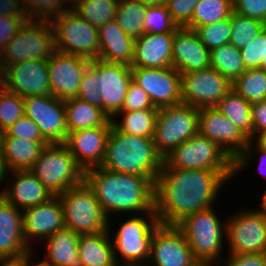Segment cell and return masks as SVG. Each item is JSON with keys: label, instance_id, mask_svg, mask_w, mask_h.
Segmentation results:
<instances>
[{"label": "cell", "instance_id": "1", "mask_svg": "<svg viewBox=\"0 0 266 266\" xmlns=\"http://www.w3.org/2000/svg\"><path fill=\"white\" fill-rule=\"evenodd\" d=\"M233 177L234 171L161 169L154 191L158 221L177 225L191 213L217 207L220 197L223 198L222 189Z\"/></svg>", "mask_w": 266, "mask_h": 266}, {"label": "cell", "instance_id": "2", "mask_svg": "<svg viewBox=\"0 0 266 266\" xmlns=\"http://www.w3.org/2000/svg\"><path fill=\"white\" fill-rule=\"evenodd\" d=\"M84 181L108 218L154 211L155 182L150 178L96 167L85 171Z\"/></svg>", "mask_w": 266, "mask_h": 266}, {"label": "cell", "instance_id": "3", "mask_svg": "<svg viewBox=\"0 0 266 266\" xmlns=\"http://www.w3.org/2000/svg\"><path fill=\"white\" fill-rule=\"evenodd\" d=\"M163 166L153 138L124 134L113 125L100 167L124 174L140 175L156 181Z\"/></svg>", "mask_w": 266, "mask_h": 266}, {"label": "cell", "instance_id": "4", "mask_svg": "<svg viewBox=\"0 0 266 266\" xmlns=\"http://www.w3.org/2000/svg\"><path fill=\"white\" fill-rule=\"evenodd\" d=\"M131 216V217H130ZM121 215V221L109 218L108 231L119 266H146L154 230L160 225L155 211L137 215ZM119 222L117 227L114 223ZM112 224V225H111ZM114 227V229H113ZM114 231V232H113Z\"/></svg>", "mask_w": 266, "mask_h": 266}, {"label": "cell", "instance_id": "5", "mask_svg": "<svg viewBox=\"0 0 266 266\" xmlns=\"http://www.w3.org/2000/svg\"><path fill=\"white\" fill-rule=\"evenodd\" d=\"M221 216L213 206L191 213L176 225L184 234L196 259L219 263L224 258L222 256L227 254L226 217L222 219Z\"/></svg>", "mask_w": 266, "mask_h": 266}, {"label": "cell", "instance_id": "6", "mask_svg": "<svg viewBox=\"0 0 266 266\" xmlns=\"http://www.w3.org/2000/svg\"><path fill=\"white\" fill-rule=\"evenodd\" d=\"M30 171L54 196L82 184L85 179V171L64 143L46 145Z\"/></svg>", "mask_w": 266, "mask_h": 266}, {"label": "cell", "instance_id": "7", "mask_svg": "<svg viewBox=\"0 0 266 266\" xmlns=\"http://www.w3.org/2000/svg\"><path fill=\"white\" fill-rule=\"evenodd\" d=\"M58 196L62 202L65 227L78 235L108 231L109 218L85 181Z\"/></svg>", "mask_w": 266, "mask_h": 266}, {"label": "cell", "instance_id": "8", "mask_svg": "<svg viewBox=\"0 0 266 266\" xmlns=\"http://www.w3.org/2000/svg\"><path fill=\"white\" fill-rule=\"evenodd\" d=\"M55 52V35L51 22L28 19L3 49L0 66L3 70L14 63L48 60Z\"/></svg>", "mask_w": 266, "mask_h": 266}, {"label": "cell", "instance_id": "9", "mask_svg": "<svg viewBox=\"0 0 266 266\" xmlns=\"http://www.w3.org/2000/svg\"><path fill=\"white\" fill-rule=\"evenodd\" d=\"M161 169L234 171V160L216 142L198 133L164 157Z\"/></svg>", "mask_w": 266, "mask_h": 266}, {"label": "cell", "instance_id": "10", "mask_svg": "<svg viewBox=\"0 0 266 266\" xmlns=\"http://www.w3.org/2000/svg\"><path fill=\"white\" fill-rule=\"evenodd\" d=\"M56 51L97 60L100 54L98 27L90 25L72 9L51 21Z\"/></svg>", "mask_w": 266, "mask_h": 266}, {"label": "cell", "instance_id": "11", "mask_svg": "<svg viewBox=\"0 0 266 266\" xmlns=\"http://www.w3.org/2000/svg\"><path fill=\"white\" fill-rule=\"evenodd\" d=\"M199 108L178 104L159 108L153 142L164 158L180 144L198 134Z\"/></svg>", "mask_w": 266, "mask_h": 266}, {"label": "cell", "instance_id": "12", "mask_svg": "<svg viewBox=\"0 0 266 266\" xmlns=\"http://www.w3.org/2000/svg\"><path fill=\"white\" fill-rule=\"evenodd\" d=\"M245 207L226 216L227 253H265L266 216L256 207Z\"/></svg>", "mask_w": 266, "mask_h": 266}, {"label": "cell", "instance_id": "13", "mask_svg": "<svg viewBox=\"0 0 266 266\" xmlns=\"http://www.w3.org/2000/svg\"><path fill=\"white\" fill-rule=\"evenodd\" d=\"M232 87V81L212 67L181 74L182 103L196 108L215 107Z\"/></svg>", "mask_w": 266, "mask_h": 266}, {"label": "cell", "instance_id": "14", "mask_svg": "<svg viewBox=\"0 0 266 266\" xmlns=\"http://www.w3.org/2000/svg\"><path fill=\"white\" fill-rule=\"evenodd\" d=\"M25 116L39 128L43 138L49 143H65L68 137L64 100L52 94L23 98Z\"/></svg>", "mask_w": 266, "mask_h": 266}, {"label": "cell", "instance_id": "15", "mask_svg": "<svg viewBox=\"0 0 266 266\" xmlns=\"http://www.w3.org/2000/svg\"><path fill=\"white\" fill-rule=\"evenodd\" d=\"M132 80L150 97L157 108L182 103L181 74L173 67L131 68Z\"/></svg>", "mask_w": 266, "mask_h": 266}, {"label": "cell", "instance_id": "16", "mask_svg": "<svg viewBox=\"0 0 266 266\" xmlns=\"http://www.w3.org/2000/svg\"><path fill=\"white\" fill-rule=\"evenodd\" d=\"M196 258L176 225L160 224L153 233L146 266H189Z\"/></svg>", "mask_w": 266, "mask_h": 266}, {"label": "cell", "instance_id": "17", "mask_svg": "<svg viewBox=\"0 0 266 266\" xmlns=\"http://www.w3.org/2000/svg\"><path fill=\"white\" fill-rule=\"evenodd\" d=\"M2 84L22 98L50 95L47 60H28L6 66L2 70Z\"/></svg>", "mask_w": 266, "mask_h": 266}, {"label": "cell", "instance_id": "18", "mask_svg": "<svg viewBox=\"0 0 266 266\" xmlns=\"http://www.w3.org/2000/svg\"><path fill=\"white\" fill-rule=\"evenodd\" d=\"M198 133L216 142L235 160L246 148L249 139L233 122L215 107L199 108Z\"/></svg>", "mask_w": 266, "mask_h": 266}, {"label": "cell", "instance_id": "19", "mask_svg": "<svg viewBox=\"0 0 266 266\" xmlns=\"http://www.w3.org/2000/svg\"><path fill=\"white\" fill-rule=\"evenodd\" d=\"M22 214L24 240L31 250H34L35 243L38 245L43 243L57 230L65 227L63 207L59 196L25 209Z\"/></svg>", "mask_w": 266, "mask_h": 266}, {"label": "cell", "instance_id": "20", "mask_svg": "<svg viewBox=\"0 0 266 266\" xmlns=\"http://www.w3.org/2000/svg\"><path fill=\"white\" fill-rule=\"evenodd\" d=\"M90 61L56 51L47 60L51 94L61 100L77 97L79 84Z\"/></svg>", "mask_w": 266, "mask_h": 266}, {"label": "cell", "instance_id": "21", "mask_svg": "<svg viewBox=\"0 0 266 266\" xmlns=\"http://www.w3.org/2000/svg\"><path fill=\"white\" fill-rule=\"evenodd\" d=\"M111 127L102 126L68 133L64 144L84 171L101 166Z\"/></svg>", "mask_w": 266, "mask_h": 266}, {"label": "cell", "instance_id": "22", "mask_svg": "<svg viewBox=\"0 0 266 266\" xmlns=\"http://www.w3.org/2000/svg\"><path fill=\"white\" fill-rule=\"evenodd\" d=\"M172 67L180 74L210 67V51L195 30L178 27L174 32Z\"/></svg>", "mask_w": 266, "mask_h": 266}, {"label": "cell", "instance_id": "23", "mask_svg": "<svg viewBox=\"0 0 266 266\" xmlns=\"http://www.w3.org/2000/svg\"><path fill=\"white\" fill-rule=\"evenodd\" d=\"M100 76L102 110L112 119L123 106L127 87L132 80L131 66L100 60Z\"/></svg>", "mask_w": 266, "mask_h": 266}, {"label": "cell", "instance_id": "24", "mask_svg": "<svg viewBox=\"0 0 266 266\" xmlns=\"http://www.w3.org/2000/svg\"><path fill=\"white\" fill-rule=\"evenodd\" d=\"M3 197L24 211L49 201L54 195L30 170H16L9 172Z\"/></svg>", "mask_w": 266, "mask_h": 266}, {"label": "cell", "instance_id": "25", "mask_svg": "<svg viewBox=\"0 0 266 266\" xmlns=\"http://www.w3.org/2000/svg\"><path fill=\"white\" fill-rule=\"evenodd\" d=\"M174 33H143L134 43L131 68L172 67Z\"/></svg>", "mask_w": 266, "mask_h": 266}, {"label": "cell", "instance_id": "26", "mask_svg": "<svg viewBox=\"0 0 266 266\" xmlns=\"http://www.w3.org/2000/svg\"><path fill=\"white\" fill-rule=\"evenodd\" d=\"M29 251L23 235L22 211L0 198V258L17 257Z\"/></svg>", "mask_w": 266, "mask_h": 266}, {"label": "cell", "instance_id": "27", "mask_svg": "<svg viewBox=\"0 0 266 266\" xmlns=\"http://www.w3.org/2000/svg\"><path fill=\"white\" fill-rule=\"evenodd\" d=\"M102 61L131 66L134 58L135 39L126 34L115 20L98 28Z\"/></svg>", "mask_w": 266, "mask_h": 266}, {"label": "cell", "instance_id": "28", "mask_svg": "<svg viewBox=\"0 0 266 266\" xmlns=\"http://www.w3.org/2000/svg\"><path fill=\"white\" fill-rule=\"evenodd\" d=\"M79 237L80 235L67 227L57 230L43 241L45 254L39 261L46 266H82L78 254Z\"/></svg>", "mask_w": 266, "mask_h": 266}, {"label": "cell", "instance_id": "29", "mask_svg": "<svg viewBox=\"0 0 266 266\" xmlns=\"http://www.w3.org/2000/svg\"><path fill=\"white\" fill-rule=\"evenodd\" d=\"M78 254L82 266H119L109 231L80 235Z\"/></svg>", "mask_w": 266, "mask_h": 266}, {"label": "cell", "instance_id": "30", "mask_svg": "<svg viewBox=\"0 0 266 266\" xmlns=\"http://www.w3.org/2000/svg\"><path fill=\"white\" fill-rule=\"evenodd\" d=\"M68 133L82 129L112 126L109 116L97 106L78 98L64 100Z\"/></svg>", "mask_w": 266, "mask_h": 266}, {"label": "cell", "instance_id": "31", "mask_svg": "<svg viewBox=\"0 0 266 266\" xmlns=\"http://www.w3.org/2000/svg\"><path fill=\"white\" fill-rule=\"evenodd\" d=\"M48 144L47 141L4 137L2 157L10 171L30 170Z\"/></svg>", "mask_w": 266, "mask_h": 266}, {"label": "cell", "instance_id": "32", "mask_svg": "<svg viewBox=\"0 0 266 266\" xmlns=\"http://www.w3.org/2000/svg\"><path fill=\"white\" fill-rule=\"evenodd\" d=\"M159 108L118 112L112 125L124 134L153 138Z\"/></svg>", "mask_w": 266, "mask_h": 266}, {"label": "cell", "instance_id": "33", "mask_svg": "<svg viewBox=\"0 0 266 266\" xmlns=\"http://www.w3.org/2000/svg\"><path fill=\"white\" fill-rule=\"evenodd\" d=\"M215 108L252 140V105L231 89Z\"/></svg>", "mask_w": 266, "mask_h": 266}, {"label": "cell", "instance_id": "34", "mask_svg": "<svg viewBox=\"0 0 266 266\" xmlns=\"http://www.w3.org/2000/svg\"><path fill=\"white\" fill-rule=\"evenodd\" d=\"M233 90L251 105L266 100V71L247 69L232 82Z\"/></svg>", "mask_w": 266, "mask_h": 266}, {"label": "cell", "instance_id": "35", "mask_svg": "<svg viewBox=\"0 0 266 266\" xmlns=\"http://www.w3.org/2000/svg\"><path fill=\"white\" fill-rule=\"evenodd\" d=\"M148 5L135 0H119L115 21L118 26L134 39L143 34L145 12Z\"/></svg>", "mask_w": 266, "mask_h": 266}, {"label": "cell", "instance_id": "36", "mask_svg": "<svg viewBox=\"0 0 266 266\" xmlns=\"http://www.w3.org/2000/svg\"><path fill=\"white\" fill-rule=\"evenodd\" d=\"M232 12L233 0H199L186 27L195 30L197 27L229 18Z\"/></svg>", "mask_w": 266, "mask_h": 266}, {"label": "cell", "instance_id": "37", "mask_svg": "<svg viewBox=\"0 0 266 266\" xmlns=\"http://www.w3.org/2000/svg\"><path fill=\"white\" fill-rule=\"evenodd\" d=\"M210 67L232 82L246 70L239 49L231 43L210 51Z\"/></svg>", "mask_w": 266, "mask_h": 266}, {"label": "cell", "instance_id": "38", "mask_svg": "<svg viewBox=\"0 0 266 266\" xmlns=\"http://www.w3.org/2000/svg\"><path fill=\"white\" fill-rule=\"evenodd\" d=\"M119 0H80L71 9L90 25L100 27L115 20Z\"/></svg>", "mask_w": 266, "mask_h": 266}, {"label": "cell", "instance_id": "39", "mask_svg": "<svg viewBox=\"0 0 266 266\" xmlns=\"http://www.w3.org/2000/svg\"><path fill=\"white\" fill-rule=\"evenodd\" d=\"M230 42L237 49L248 45L266 27V24L257 20L232 12Z\"/></svg>", "mask_w": 266, "mask_h": 266}, {"label": "cell", "instance_id": "40", "mask_svg": "<svg viewBox=\"0 0 266 266\" xmlns=\"http://www.w3.org/2000/svg\"><path fill=\"white\" fill-rule=\"evenodd\" d=\"M100 77V59L91 60L87 64L85 73L79 84L76 98L102 108V94L99 90Z\"/></svg>", "mask_w": 266, "mask_h": 266}, {"label": "cell", "instance_id": "41", "mask_svg": "<svg viewBox=\"0 0 266 266\" xmlns=\"http://www.w3.org/2000/svg\"><path fill=\"white\" fill-rule=\"evenodd\" d=\"M23 11L29 20L49 21L69 8L62 0H20Z\"/></svg>", "mask_w": 266, "mask_h": 266}, {"label": "cell", "instance_id": "42", "mask_svg": "<svg viewBox=\"0 0 266 266\" xmlns=\"http://www.w3.org/2000/svg\"><path fill=\"white\" fill-rule=\"evenodd\" d=\"M144 16L143 33H174L178 28L173 22L166 4L148 5Z\"/></svg>", "mask_w": 266, "mask_h": 266}, {"label": "cell", "instance_id": "43", "mask_svg": "<svg viewBox=\"0 0 266 266\" xmlns=\"http://www.w3.org/2000/svg\"><path fill=\"white\" fill-rule=\"evenodd\" d=\"M231 27L229 17L216 23L197 27L195 32L200 41L211 51L230 42Z\"/></svg>", "mask_w": 266, "mask_h": 266}, {"label": "cell", "instance_id": "44", "mask_svg": "<svg viewBox=\"0 0 266 266\" xmlns=\"http://www.w3.org/2000/svg\"><path fill=\"white\" fill-rule=\"evenodd\" d=\"M24 115L23 98L2 87L0 89V128L6 131Z\"/></svg>", "mask_w": 266, "mask_h": 266}, {"label": "cell", "instance_id": "45", "mask_svg": "<svg viewBox=\"0 0 266 266\" xmlns=\"http://www.w3.org/2000/svg\"><path fill=\"white\" fill-rule=\"evenodd\" d=\"M258 158V160H257ZM255 161L256 163H253ZM257 164V172L266 178V150L263 149L256 141L249 140L245 150L234 160V178H237L239 173L243 174V171L249 170L247 168L251 165ZM266 180V179H265Z\"/></svg>", "mask_w": 266, "mask_h": 266}, {"label": "cell", "instance_id": "46", "mask_svg": "<svg viewBox=\"0 0 266 266\" xmlns=\"http://www.w3.org/2000/svg\"><path fill=\"white\" fill-rule=\"evenodd\" d=\"M239 51L246 70L260 68L266 71V27Z\"/></svg>", "mask_w": 266, "mask_h": 266}, {"label": "cell", "instance_id": "47", "mask_svg": "<svg viewBox=\"0 0 266 266\" xmlns=\"http://www.w3.org/2000/svg\"><path fill=\"white\" fill-rule=\"evenodd\" d=\"M155 107L148 94L133 80L129 83L120 112L138 111Z\"/></svg>", "mask_w": 266, "mask_h": 266}, {"label": "cell", "instance_id": "48", "mask_svg": "<svg viewBox=\"0 0 266 266\" xmlns=\"http://www.w3.org/2000/svg\"><path fill=\"white\" fill-rule=\"evenodd\" d=\"M4 137H16L22 140L46 141L38 126L27 116H22L6 131Z\"/></svg>", "mask_w": 266, "mask_h": 266}, {"label": "cell", "instance_id": "49", "mask_svg": "<svg viewBox=\"0 0 266 266\" xmlns=\"http://www.w3.org/2000/svg\"><path fill=\"white\" fill-rule=\"evenodd\" d=\"M199 0H166L167 9L178 27H186Z\"/></svg>", "mask_w": 266, "mask_h": 266}, {"label": "cell", "instance_id": "50", "mask_svg": "<svg viewBox=\"0 0 266 266\" xmlns=\"http://www.w3.org/2000/svg\"><path fill=\"white\" fill-rule=\"evenodd\" d=\"M233 11L266 24V0H233Z\"/></svg>", "mask_w": 266, "mask_h": 266}, {"label": "cell", "instance_id": "51", "mask_svg": "<svg viewBox=\"0 0 266 266\" xmlns=\"http://www.w3.org/2000/svg\"><path fill=\"white\" fill-rule=\"evenodd\" d=\"M219 266H266L265 253H227Z\"/></svg>", "mask_w": 266, "mask_h": 266}, {"label": "cell", "instance_id": "52", "mask_svg": "<svg viewBox=\"0 0 266 266\" xmlns=\"http://www.w3.org/2000/svg\"><path fill=\"white\" fill-rule=\"evenodd\" d=\"M27 20V17L0 16V55L8 42L17 35L18 31Z\"/></svg>", "mask_w": 266, "mask_h": 266}, {"label": "cell", "instance_id": "53", "mask_svg": "<svg viewBox=\"0 0 266 266\" xmlns=\"http://www.w3.org/2000/svg\"><path fill=\"white\" fill-rule=\"evenodd\" d=\"M266 133V100L252 105V140Z\"/></svg>", "mask_w": 266, "mask_h": 266}, {"label": "cell", "instance_id": "54", "mask_svg": "<svg viewBox=\"0 0 266 266\" xmlns=\"http://www.w3.org/2000/svg\"><path fill=\"white\" fill-rule=\"evenodd\" d=\"M0 16L26 17L20 0H0Z\"/></svg>", "mask_w": 266, "mask_h": 266}, {"label": "cell", "instance_id": "55", "mask_svg": "<svg viewBox=\"0 0 266 266\" xmlns=\"http://www.w3.org/2000/svg\"><path fill=\"white\" fill-rule=\"evenodd\" d=\"M31 250L17 257L0 258V266H29L36 259V251Z\"/></svg>", "mask_w": 266, "mask_h": 266}, {"label": "cell", "instance_id": "56", "mask_svg": "<svg viewBox=\"0 0 266 266\" xmlns=\"http://www.w3.org/2000/svg\"><path fill=\"white\" fill-rule=\"evenodd\" d=\"M10 170L7 167V164L5 162V160L3 159L2 155H0V198H2L4 196V192L7 185V179H8V175H9ZM4 185V186H3ZM3 187V188H1Z\"/></svg>", "mask_w": 266, "mask_h": 266}, {"label": "cell", "instance_id": "57", "mask_svg": "<svg viewBox=\"0 0 266 266\" xmlns=\"http://www.w3.org/2000/svg\"><path fill=\"white\" fill-rule=\"evenodd\" d=\"M261 193H258V194H260L259 195L260 196V198H259L260 203L258 204L259 206L256 209L266 216V188L263 189L261 191Z\"/></svg>", "mask_w": 266, "mask_h": 266}, {"label": "cell", "instance_id": "58", "mask_svg": "<svg viewBox=\"0 0 266 266\" xmlns=\"http://www.w3.org/2000/svg\"><path fill=\"white\" fill-rule=\"evenodd\" d=\"M189 266H219V263L212 260L195 259Z\"/></svg>", "mask_w": 266, "mask_h": 266}, {"label": "cell", "instance_id": "59", "mask_svg": "<svg viewBox=\"0 0 266 266\" xmlns=\"http://www.w3.org/2000/svg\"><path fill=\"white\" fill-rule=\"evenodd\" d=\"M146 5H161L166 4V0H135Z\"/></svg>", "mask_w": 266, "mask_h": 266}, {"label": "cell", "instance_id": "60", "mask_svg": "<svg viewBox=\"0 0 266 266\" xmlns=\"http://www.w3.org/2000/svg\"><path fill=\"white\" fill-rule=\"evenodd\" d=\"M263 149L266 150V133L259 136L256 140H255Z\"/></svg>", "mask_w": 266, "mask_h": 266}, {"label": "cell", "instance_id": "61", "mask_svg": "<svg viewBox=\"0 0 266 266\" xmlns=\"http://www.w3.org/2000/svg\"><path fill=\"white\" fill-rule=\"evenodd\" d=\"M64 2V4L71 9L72 7H74L80 0H62Z\"/></svg>", "mask_w": 266, "mask_h": 266}, {"label": "cell", "instance_id": "62", "mask_svg": "<svg viewBox=\"0 0 266 266\" xmlns=\"http://www.w3.org/2000/svg\"><path fill=\"white\" fill-rule=\"evenodd\" d=\"M5 130L0 128V155L3 152V142H4Z\"/></svg>", "mask_w": 266, "mask_h": 266}, {"label": "cell", "instance_id": "63", "mask_svg": "<svg viewBox=\"0 0 266 266\" xmlns=\"http://www.w3.org/2000/svg\"><path fill=\"white\" fill-rule=\"evenodd\" d=\"M36 254H37V255H36L37 258H36L35 261H33V263H31L29 266H46V265L42 264L40 261H38V259H39V258H38V254H39V253L36 252ZM37 261H38V262H37ZM34 263H35V264H34Z\"/></svg>", "mask_w": 266, "mask_h": 266}, {"label": "cell", "instance_id": "64", "mask_svg": "<svg viewBox=\"0 0 266 266\" xmlns=\"http://www.w3.org/2000/svg\"><path fill=\"white\" fill-rule=\"evenodd\" d=\"M2 83V69H1V66H0V84Z\"/></svg>", "mask_w": 266, "mask_h": 266}]
</instances>
